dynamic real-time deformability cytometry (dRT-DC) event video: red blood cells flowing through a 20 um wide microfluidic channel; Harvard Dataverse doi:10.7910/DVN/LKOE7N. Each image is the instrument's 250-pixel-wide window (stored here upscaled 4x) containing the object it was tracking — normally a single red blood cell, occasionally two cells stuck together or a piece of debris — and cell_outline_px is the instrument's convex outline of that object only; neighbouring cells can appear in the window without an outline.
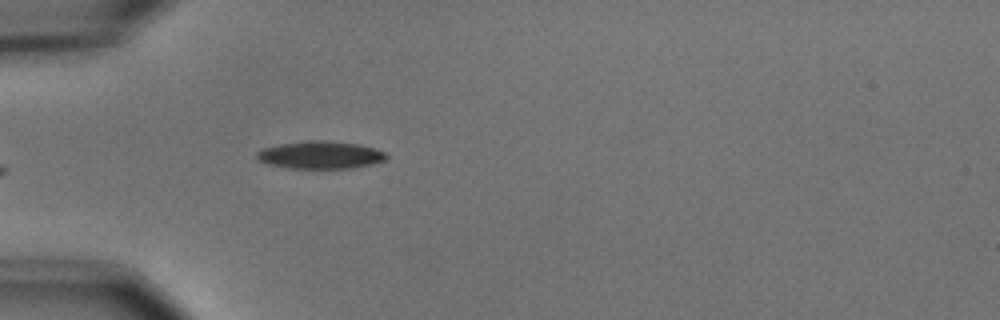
{"species": "common noctule bat (a hibernating species)", "species_latin": "Nyctalus noctula", "temperature_condition": "cold", "stored_images_in_passage": 5, "camera_frame_rate_fps": 3000, "um_per_image_px": 0.085, "animal": {"sex": "male", "body_mass_g": 15.6}, "frame": {"image": 1, "passage_image": 5, "time_ms": 1.333, "image_size_px": [1000, 320], "cell_outline_px": [[388, 156], [384, 160], [372, 164], [352, 168], [292, 168], [268, 164], [260, 160], [256, 156], [256, 152], [264, 148], [280, 144], [308, 140], [324, 140], [360, 144], [376, 148], [384, 152]], "centroid_in_image_um": [27.26, 13.16], "position_along_channel_um": 57.7, "area_um2": 20.75}}